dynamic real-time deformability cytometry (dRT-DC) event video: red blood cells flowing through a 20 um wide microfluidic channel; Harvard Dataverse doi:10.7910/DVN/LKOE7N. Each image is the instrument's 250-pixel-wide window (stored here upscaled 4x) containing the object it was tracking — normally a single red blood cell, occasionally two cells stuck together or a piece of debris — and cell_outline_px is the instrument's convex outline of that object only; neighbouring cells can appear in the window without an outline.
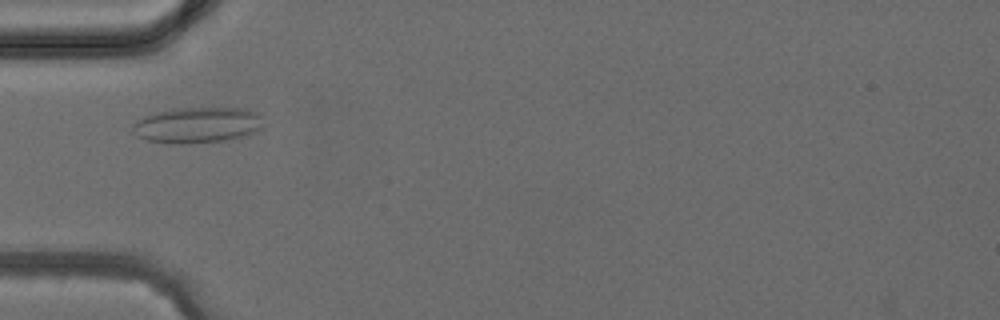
{"species": "common noctule bat (a hibernating species)", "species_latin": "Nyctalus noctula", "temperature_condition": "cold", "stored_images_in_passage": 3, "camera_frame_rate_fps": 3000, "um_per_image_px": 0.085, "animal": {"sex": "female", "body_mass_g": 24.6, "forearm_length_mm": 56.2}, "frame": {"image": 1, "passage_image": 3, "time_ms": 2.333, "image_size_px": [1000, 320], "cell_outline_px": [[260, 128], [256, 132], [244, 136], [220, 140], [188, 144], [168, 144], [144, 140], [136, 136], [132, 132], [132, 124], [136, 120], [144, 116], [156, 112], [172, 108], [244, 108], [256, 112], [260, 116]], "centroid_in_image_um": [16.68, 10.63], "position_along_channel_um": 68.3, "area_um2": 27.46}}